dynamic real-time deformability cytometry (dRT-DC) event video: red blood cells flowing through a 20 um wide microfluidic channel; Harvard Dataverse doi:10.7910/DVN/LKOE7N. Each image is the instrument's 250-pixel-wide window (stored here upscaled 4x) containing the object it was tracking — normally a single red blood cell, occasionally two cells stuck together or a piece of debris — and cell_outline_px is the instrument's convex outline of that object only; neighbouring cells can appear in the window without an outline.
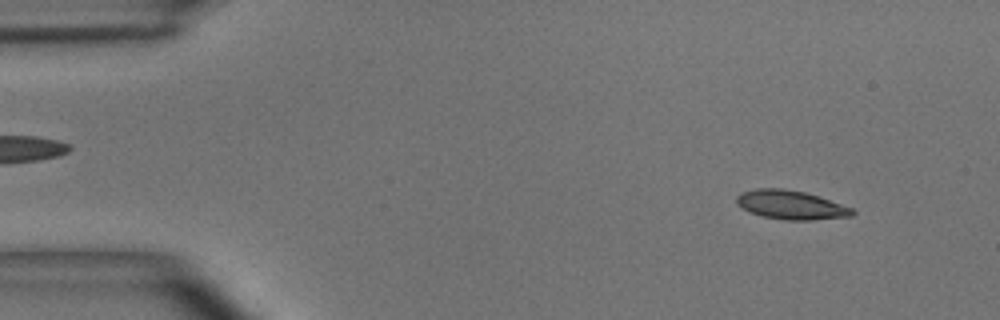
{"species": "common noctule bat (a hibernating species)", "species_latin": "Nyctalus noctula", "temperature_condition": "room temperature", "stored_images_in_passage": 54, "camera_frame_rate_fps": 3000, "um_per_image_px": 0.085, "animal": {"sex": "male", "body_mass_g": 15.6}, "frame": {"image": 1, "passage_image": 5, "time_ms": 1.333, "image_size_px": [1000, 320], "cell_outline_px": [[856, 212], [852, 216], [812, 220], [784, 220], [764, 216], [752, 212], [736, 204], [736, 196], [740, 192], [756, 188], [784, 188], [804, 192], [852, 208]], "centroid_in_image_um": [67.2, 17.41], "position_along_channel_um": 17.8, "area_um2": 19.31}}
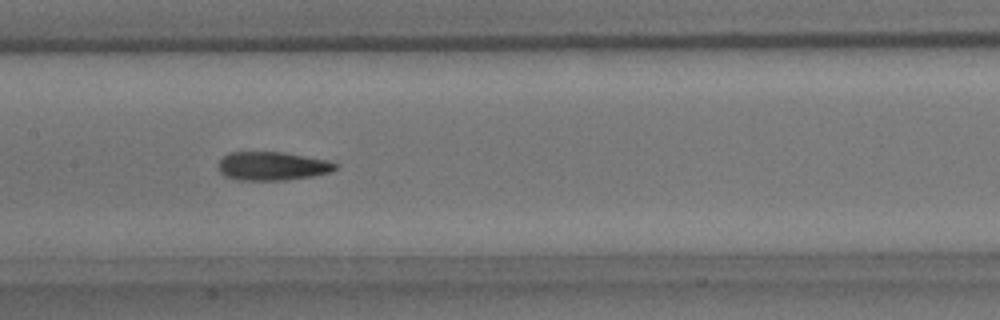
{"frame": {"image": 2, "passage_image": 26, "time_ms": 8.333, "image_size_px": [1000, 320], "cell_outline_px": [[340, 168], [332, 172], [312, 176], [284, 180], [236, 180], [224, 176], [220, 172], [216, 164], [228, 152], [284, 152], [328, 160], [340, 164]], "centroid_in_image_um": [23.17, 14.11], "position_along_channel_um": 184.2, "area_um2": 19.88}}
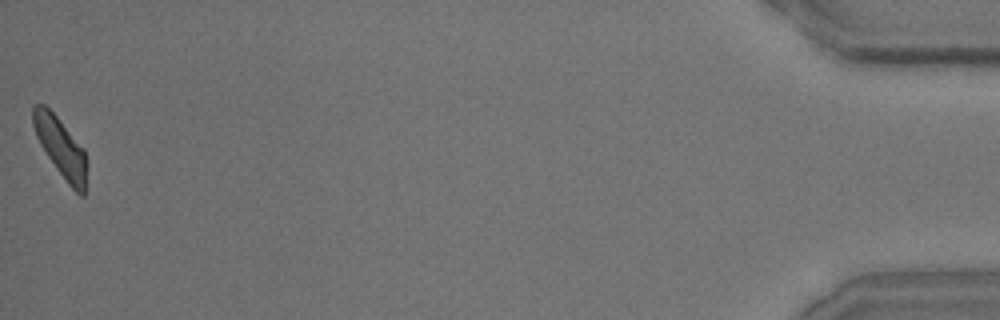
{"frame": {"image": 3, "passage_image": 54, "time_ms": 17.667, "image_size_px": [1000, 320], "cell_outline_px": [[88, 164], [84, 196], [80, 196], [68, 184], [56, 168], [40, 144], [36, 136], [32, 124], [32, 104], [44, 104], [56, 116], [84, 148], [88, 160]], "centroid_in_image_um": [5.18, 12.54], "position_along_channel_um": 430.0, "area_um2": 18.73}, "authors_computed_cell_mechanics": {"area_um2": 19.2763, "velocity_mm_per_s": 3.6513, "shape_relaxation_time_tau1_ms": 7.5402, "shape_relaxation_time_tau2_ms": 3.334, "deformation_change_tau1": 0.1836, "deformation_change_tau2": 0.1044}}